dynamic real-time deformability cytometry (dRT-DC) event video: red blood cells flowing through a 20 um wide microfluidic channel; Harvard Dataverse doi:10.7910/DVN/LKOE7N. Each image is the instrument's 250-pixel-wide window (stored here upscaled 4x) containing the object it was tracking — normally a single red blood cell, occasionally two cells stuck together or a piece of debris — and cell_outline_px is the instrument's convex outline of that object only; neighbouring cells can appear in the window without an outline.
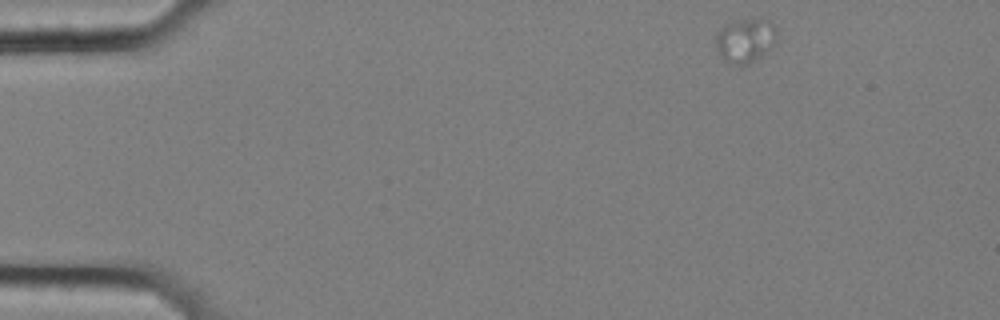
{"species": "common noctule bat (a hibernating species)", "species_latin": "Nyctalus noctula", "temperature_condition": "cold", "stored_images_in_passage": 20, "camera_frame_rate_fps": 3000, "um_per_image_px": 0.085, "animal": {"sex": "female", "body_mass_g": 25.1}, "frame": {"image": 1, "passage_image": 1, "time_ms": 0.0, "image_size_px": [1000, 320], "cell_outline_px": [[776, 40], [760, 56], [748, 64], [728, 64], [716, 52], [716, 36], [724, 24], [736, 20], [768, 20], [776, 28]], "centroid_in_image_um": [63.29, 3.44], "position_along_channel_um": 21.7, "area_um2": 15.37}}